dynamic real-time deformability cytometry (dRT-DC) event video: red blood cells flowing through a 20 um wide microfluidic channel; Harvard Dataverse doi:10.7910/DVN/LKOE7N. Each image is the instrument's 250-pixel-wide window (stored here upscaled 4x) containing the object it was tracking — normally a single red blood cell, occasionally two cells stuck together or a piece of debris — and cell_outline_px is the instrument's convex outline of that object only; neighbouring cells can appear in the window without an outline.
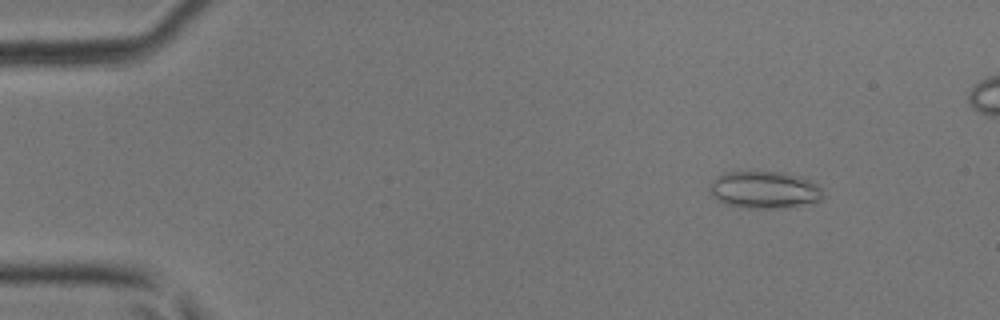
{"species": "common noctule bat (a hibernating species)", "species_latin": "Nyctalus noctula", "temperature_condition": "room temperature", "stored_images_in_passage": 45, "camera_frame_rate_fps": 3000, "um_per_image_px": 0.085, "animal": {"sex": "male", "body_mass_g": 17.9, "forearm_length_mm": 54.2}, "frame": {"image": 1, "passage_image": 6, "time_ms": 1.667, "image_size_px": [1000, 320], "cell_outline_px": [[824, 196], [820, 200], [776, 208], [748, 208], [724, 204], [716, 200], [708, 188], [712, 180], [724, 172], [784, 172], [800, 176], [816, 184], [820, 188]], "centroid_in_image_um": [64.91, 16.12], "position_along_channel_um": 20.1, "area_um2": 24.28}}
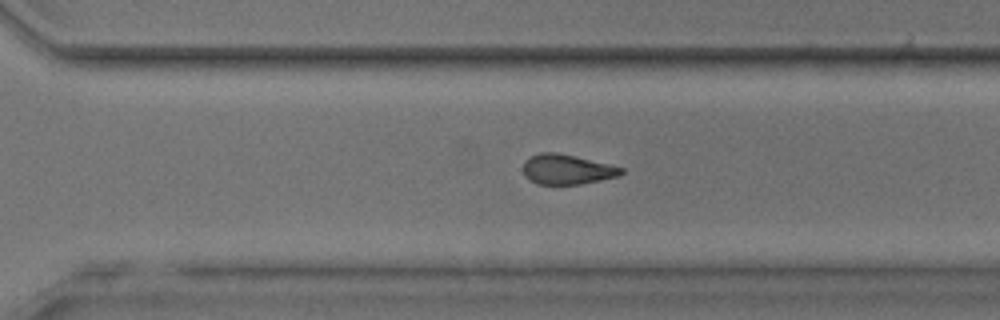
{"frame": {"image": 2, "passage_image": 33, "time_ms": 10.667, "image_size_px": [1000, 320], "cell_outline_px": [[624, 172], [620, 176], [580, 184], [536, 184], [528, 180], [524, 176], [524, 160], [540, 152], [556, 152], [608, 164], [624, 168]], "centroid_in_image_um": [48.17, 14.41], "position_along_channel_um": 322.4, "area_um2": 17.05}}
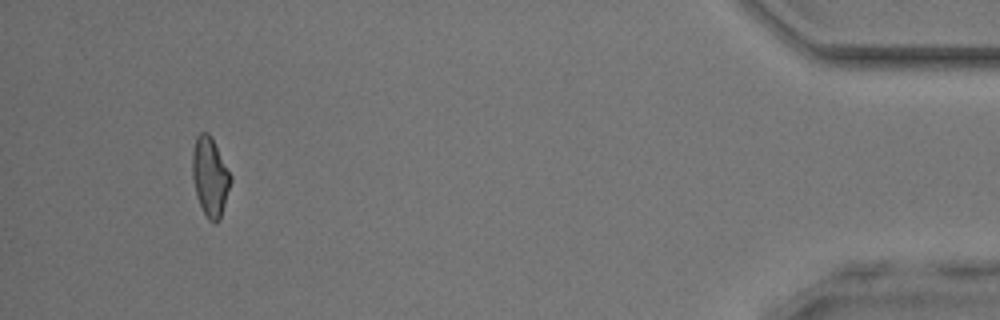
{"frame": {"image": 3, "passage_image": 44, "time_ms": 14.333, "image_size_px": [1000, 320], "cell_outline_px": [[232, 180], [220, 220], [216, 224], [208, 220], [196, 196], [192, 176], [192, 152], [196, 136], [200, 132], [208, 132], [232, 176]], "centroid_in_image_um": [17.85, 15.05], "position_along_channel_um": 417.4, "area_um2": 17.63}}